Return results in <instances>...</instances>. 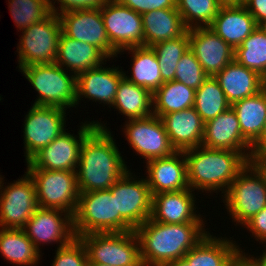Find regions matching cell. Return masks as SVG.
Returning <instances> with one entry per match:
<instances>
[{"label": "cell", "instance_id": "6da1fadb", "mask_svg": "<svg viewBox=\"0 0 266 266\" xmlns=\"http://www.w3.org/2000/svg\"><path fill=\"white\" fill-rule=\"evenodd\" d=\"M101 120H94L96 127L80 148L75 171L80 193L109 189L130 168L117 147L113 131Z\"/></svg>", "mask_w": 266, "mask_h": 266}, {"label": "cell", "instance_id": "7a4b0ae2", "mask_svg": "<svg viewBox=\"0 0 266 266\" xmlns=\"http://www.w3.org/2000/svg\"><path fill=\"white\" fill-rule=\"evenodd\" d=\"M206 224H166L149 218L134 230L140 243L142 265L162 266L184 257L209 232Z\"/></svg>", "mask_w": 266, "mask_h": 266}, {"label": "cell", "instance_id": "3957f363", "mask_svg": "<svg viewBox=\"0 0 266 266\" xmlns=\"http://www.w3.org/2000/svg\"><path fill=\"white\" fill-rule=\"evenodd\" d=\"M184 155L189 188L203 195L216 193L222 197L249 163L252 152L211 149L201 145L185 150Z\"/></svg>", "mask_w": 266, "mask_h": 266}, {"label": "cell", "instance_id": "277c9868", "mask_svg": "<svg viewBox=\"0 0 266 266\" xmlns=\"http://www.w3.org/2000/svg\"><path fill=\"white\" fill-rule=\"evenodd\" d=\"M75 236L88 233H117L133 229L116 215L115 197L110 189L79 194L78 206L73 215Z\"/></svg>", "mask_w": 266, "mask_h": 266}, {"label": "cell", "instance_id": "5b68a950", "mask_svg": "<svg viewBox=\"0 0 266 266\" xmlns=\"http://www.w3.org/2000/svg\"><path fill=\"white\" fill-rule=\"evenodd\" d=\"M19 71L37 92L33 105L59 107L65 110L76 108L77 81L74 73L66 71L55 62L30 65Z\"/></svg>", "mask_w": 266, "mask_h": 266}, {"label": "cell", "instance_id": "8992f818", "mask_svg": "<svg viewBox=\"0 0 266 266\" xmlns=\"http://www.w3.org/2000/svg\"><path fill=\"white\" fill-rule=\"evenodd\" d=\"M227 214L237 227L266 207V185L259 172L248 163L221 197Z\"/></svg>", "mask_w": 266, "mask_h": 266}, {"label": "cell", "instance_id": "52a82bcc", "mask_svg": "<svg viewBox=\"0 0 266 266\" xmlns=\"http://www.w3.org/2000/svg\"><path fill=\"white\" fill-rule=\"evenodd\" d=\"M87 251L88 262L113 266H143L136 232L88 233L78 236Z\"/></svg>", "mask_w": 266, "mask_h": 266}, {"label": "cell", "instance_id": "ba28073f", "mask_svg": "<svg viewBox=\"0 0 266 266\" xmlns=\"http://www.w3.org/2000/svg\"><path fill=\"white\" fill-rule=\"evenodd\" d=\"M16 68L56 62L58 40L62 26L58 15L51 12L46 18L19 31Z\"/></svg>", "mask_w": 266, "mask_h": 266}, {"label": "cell", "instance_id": "9c48e42d", "mask_svg": "<svg viewBox=\"0 0 266 266\" xmlns=\"http://www.w3.org/2000/svg\"><path fill=\"white\" fill-rule=\"evenodd\" d=\"M26 172L34 181L40 208L75 214L80 194L75 171L27 169Z\"/></svg>", "mask_w": 266, "mask_h": 266}, {"label": "cell", "instance_id": "30bf717a", "mask_svg": "<svg viewBox=\"0 0 266 266\" xmlns=\"http://www.w3.org/2000/svg\"><path fill=\"white\" fill-rule=\"evenodd\" d=\"M79 124L78 134L65 130L49 145L35 153L26 162V169L76 171L84 138L96 127L94 119Z\"/></svg>", "mask_w": 266, "mask_h": 266}, {"label": "cell", "instance_id": "8fae6325", "mask_svg": "<svg viewBox=\"0 0 266 266\" xmlns=\"http://www.w3.org/2000/svg\"><path fill=\"white\" fill-rule=\"evenodd\" d=\"M131 171L129 169L109 189L115 197L116 215L135 230L150 218L152 195L145 177Z\"/></svg>", "mask_w": 266, "mask_h": 266}, {"label": "cell", "instance_id": "7c38bea8", "mask_svg": "<svg viewBox=\"0 0 266 266\" xmlns=\"http://www.w3.org/2000/svg\"><path fill=\"white\" fill-rule=\"evenodd\" d=\"M4 178L0 179V227L22 229L39 207L34 181L27 172L11 183Z\"/></svg>", "mask_w": 266, "mask_h": 266}, {"label": "cell", "instance_id": "4fadbf2b", "mask_svg": "<svg viewBox=\"0 0 266 266\" xmlns=\"http://www.w3.org/2000/svg\"><path fill=\"white\" fill-rule=\"evenodd\" d=\"M66 111L59 107L31 105L22 124L25 162L68 130L66 116L69 112Z\"/></svg>", "mask_w": 266, "mask_h": 266}, {"label": "cell", "instance_id": "5bb4252c", "mask_svg": "<svg viewBox=\"0 0 266 266\" xmlns=\"http://www.w3.org/2000/svg\"><path fill=\"white\" fill-rule=\"evenodd\" d=\"M123 124L125 140L145 163L152 159L168 157L176 151L169 141L161 119L156 115L126 120Z\"/></svg>", "mask_w": 266, "mask_h": 266}, {"label": "cell", "instance_id": "9a60e30c", "mask_svg": "<svg viewBox=\"0 0 266 266\" xmlns=\"http://www.w3.org/2000/svg\"><path fill=\"white\" fill-rule=\"evenodd\" d=\"M22 230L41 253L45 244H57L58 249L76 237L73 216L59 209L38 207Z\"/></svg>", "mask_w": 266, "mask_h": 266}, {"label": "cell", "instance_id": "2e32d148", "mask_svg": "<svg viewBox=\"0 0 266 266\" xmlns=\"http://www.w3.org/2000/svg\"><path fill=\"white\" fill-rule=\"evenodd\" d=\"M101 15L110 45L117 51L144 46V31L141 14L116 0H108Z\"/></svg>", "mask_w": 266, "mask_h": 266}, {"label": "cell", "instance_id": "e0dca14e", "mask_svg": "<svg viewBox=\"0 0 266 266\" xmlns=\"http://www.w3.org/2000/svg\"><path fill=\"white\" fill-rule=\"evenodd\" d=\"M59 18L66 36L97 47L111 61L118 58V52L110 45L101 9L67 12Z\"/></svg>", "mask_w": 266, "mask_h": 266}, {"label": "cell", "instance_id": "ac0fdd59", "mask_svg": "<svg viewBox=\"0 0 266 266\" xmlns=\"http://www.w3.org/2000/svg\"><path fill=\"white\" fill-rule=\"evenodd\" d=\"M107 61L103 66L89 69L81 72L76 76V108L81 105V101L87 99L89 101L104 104L111 107L114 104L115 95L117 93L118 85L123 76V68L113 64L109 67ZM115 66V67H114ZM84 98V99H82Z\"/></svg>", "mask_w": 266, "mask_h": 266}, {"label": "cell", "instance_id": "d6986e66", "mask_svg": "<svg viewBox=\"0 0 266 266\" xmlns=\"http://www.w3.org/2000/svg\"><path fill=\"white\" fill-rule=\"evenodd\" d=\"M195 193L198 194L191 189H184L152 195L150 219L166 224L205 223L206 219L197 208Z\"/></svg>", "mask_w": 266, "mask_h": 266}, {"label": "cell", "instance_id": "ffe728a7", "mask_svg": "<svg viewBox=\"0 0 266 266\" xmlns=\"http://www.w3.org/2000/svg\"><path fill=\"white\" fill-rule=\"evenodd\" d=\"M189 48L207 76L214 77L234 60L235 50L209 26L188 29Z\"/></svg>", "mask_w": 266, "mask_h": 266}, {"label": "cell", "instance_id": "44dd1931", "mask_svg": "<svg viewBox=\"0 0 266 266\" xmlns=\"http://www.w3.org/2000/svg\"><path fill=\"white\" fill-rule=\"evenodd\" d=\"M211 233L209 231L202 240L185 254L184 258L190 265L235 266L243 257H254V255L244 252L245 249L241 248L236 243L238 241L233 237L228 238L226 234L224 237L221 235L215 236L213 232Z\"/></svg>", "mask_w": 266, "mask_h": 266}, {"label": "cell", "instance_id": "7402d4cb", "mask_svg": "<svg viewBox=\"0 0 266 266\" xmlns=\"http://www.w3.org/2000/svg\"><path fill=\"white\" fill-rule=\"evenodd\" d=\"M146 175L151 195L190 189L187 180L184 151H175L168 157L146 162Z\"/></svg>", "mask_w": 266, "mask_h": 266}, {"label": "cell", "instance_id": "603a6c76", "mask_svg": "<svg viewBox=\"0 0 266 266\" xmlns=\"http://www.w3.org/2000/svg\"><path fill=\"white\" fill-rule=\"evenodd\" d=\"M201 145L211 149L252 152V145L242 136L239 120L231 107L205 122Z\"/></svg>", "mask_w": 266, "mask_h": 266}, {"label": "cell", "instance_id": "cb8c5ba5", "mask_svg": "<svg viewBox=\"0 0 266 266\" xmlns=\"http://www.w3.org/2000/svg\"><path fill=\"white\" fill-rule=\"evenodd\" d=\"M160 119L176 151L201 146L205 122L194 107L162 115Z\"/></svg>", "mask_w": 266, "mask_h": 266}, {"label": "cell", "instance_id": "d4e9b609", "mask_svg": "<svg viewBox=\"0 0 266 266\" xmlns=\"http://www.w3.org/2000/svg\"><path fill=\"white\" fill-rule=\"evenodd\" d=\"M214 77L230 105L256 95L265 88V79L262 76L239 64L235 59Z\"/></svg>", "mask_w": 266, "mask_h": 266}, {"label": "cell", "instance_id": "484cf974", "mask_svg": "<svg viewBox=\"0 0 266 266\" xmlns=\"http://www.w3.org/2000/svg\"><path fill=\"white\" fill-rule=\"evenodd\" d=\"M97 47L66 36L61 32L58 40L56 64L76 76L110 61Z\"/></svg>", "mask_w": 266, "mask_h": 266}, {"label": "cell", "instance_id": "4316f807", "mask_svg": "<svg viewBox=\"0 0 266 266\" xmlns=\"http://www.w3.org/2000/svg\"><path fill=\"white\" fill-rule=\"evenodd\" d=\"M234 50L258 27L244 5L221 6L209 26Z\"/></svg>", "mask_w": 266, "mask_h": 266}, {"label": "cell", "instance_id": "83f0119b", "mask_svg": "<svg viewBox=\"0 0 266 266\" xmlns=\"http://www.w3.org/2000/svg\"><path fill=\"white\" fill-rule=\"evenodd\" d=\"M141 16L144 46L147 47L162 41L177 39L188 31L177 8L152 10Z\"/></svg>", "mask_w": 266, "mask_h": 266}, {"label": "cell", "instance_id": "f1b7e54d", "mask_svg": "<svg viewBox=\"0 0 266 266\" xmlns=\"http://www.w3.org/2000/svg\"><path fill=\"white\" fill-rule=\"evenodd\" d=\"M123 52L131 54L130 74L123 69V76L153 94L164 83L155 51L147 46L130 47L119 51V57Z\"/></svg>", "mask_w": 266, "mask_h": 266}, {"label": "cell", "instance_id": "f546056e", "mask_svg": "<svg viewBox=\"0 0 266 266\" xmlns=\"http://www.w3.org/2000/svg\"><path fill=\"white\" fill-rule=\"evenodd\" d=\"M111 108L127 120L149 117L153 115V94L123 77Z\"/></svg>", "mask_w": 266, "mask_h": 266}, {"label": "cell", "instance_id": "4dcf8cb0", "mask_svg": "<svg viewBox=\"0 0 266 266\" xmlns=\"http://www.w3.org/2000/svg\"><path fill=\"white\" fill-rule=\"evenodd\" d=\"M0 254L5 261L17 266H39L43 256L22 229L1 227Z\"/></svg>", "mask_w": 266, "mask_h": 266}, {"label": "cell", "instance_id": "1f68e13d", "mask_svg": "<svg viewBox=\"0 0 266 266\" xmlns=\"http://www.w3.org/2000/svg\"><path fill=\"white\" fill-rule=\"evenodd\" d=\"M231 108L239 120L242 136L252 145L261 136L266 123V88L235 102Z\"/></svg>", "mask_w": 266, "mask_h": 266}, {"label": "cell", "instance_id": "d6a6232c", "mask_svg": "<svg viewBox=\"0 0 266 266\" xmlns=\"http://www.w3.org/2000/svg\"><path fill=\"white\" fill-rule=\"evenodd\" d=\"M195 89L176 80L163 83L153 93V115L161 117L194 107Z\"/></svg>", "mask_w": 266, "mask_h": 266}, {"label": "cell", "instance_id": "836d02e7", "mask_svg": "<svg viewBox=\"0 0 266 266\" xmlns=\"http://www.w3.org/2000/svg\"><path fill=\"white\" fill-rule=\"evenodd\" d=\"M230 107L215 77L208 76L195 91L194 108L204 122L216 118Z\"/></svg>", "mask_w": 266, "mask_h": 266}, {"label": "cell", "instance_id": "e575fe53", "mask_svg": "<svg viewBox=\"0 0 266 266\" xmlns=\"http://www.w3.org/2000/svg\"><path fill=\"white\" fill-rule=\"evenodd\" d=\"M234 59L266 79V34L257 27L235 49Z\"/></svg>", "mask_w": 266, "mask_h": 266}, {"label": "cell", "instance_id": "d590c367", "mask_svg": "<svg viewBox=\"0 0 266 266\" xmlns=\"http://www.w3.org/2000/svg\"><path fill=\"white\" fill-rule=\"evenodd\" d=\"M151 47L155 51L160 65L162 81L164 83L173 81L178 62L189 49L188 31L177 39L162 41Z\"/></svg>", "mask_w": 266, "mask_h": 266}, {"label": "cell", "instance_id": "8d00e7d4", "mask_svg": "<svg viewBox=\"0 0 266 266\" xmlns=\"http://www.w3.org/2000/svg\"><path fill=\"white\" fill-rule=\"evenodd\" d=\"M220 7L217 0H176V8L188 29L210 26Z\"/></svg>", "mask_w": 266, "mask_h": 266}, {"label": "cell", "instance_id": "74e56055", "mask_svg": "<svg viewBox=\"0 0 266 266\" xmlns=\"http://www.w3.org/2000/svg\"><path fill=\"white\" fill-rule=\"evenodd\" d=\"M7 1L8 9L18 32L41 21L51 13L50 0Z\"/></svg>", "mask_w": 266, "mask_h": 266}, {"label": "cell", "instance_id": "f35d334b", "mask_svg": "<svg viewBox=\"0 0 266 266\" xmlns=\"http://www.w3.org/2000/svg\"><path fill=\"white\" fill-rule=\"evenodd\" d=\"M207 77L194 52L189 48L178 62L174 80L196 90Z\"/></svg>", "mask_w": 266, "mask_h": 266}, {"label": "cell", "instance_id": "ab89813d", "mask_svg": "<svg viewBox=\"0 0 266 266\" xmlns=\"http://www.w3.org/2000/svg\"><path fill=\"white\" fill-rule=\"evenodd\" d=\"M51 266H87V251L82 241L75 237L69 244L55 249Z\"/></svg>", "mask_w": 266, "mask_h": 266}, {"label": "cell", "instance_id": "60d3db41", "mask_svg": "<svg viewBox=\"0 0 266 266\" xmlns=\"http://www.w3.org/2000/svg\"><path fill=\"white\" fill-rule=\"evenodd\" d=\"M107 1L108 0H50V9L51 12L59 16L60 14L77 10L102 9Z\"/></svg>", "mask_w": 266, "mask_h": 266}, {"label": "cell", "instance_id": "b9f144b4", "mask_svg": "<svg viewBox=\"0 0 266 266\" xmlns=\"http://www.w3.org/2000/svg\"><path fill=\"white\" fill-rule=\"evenodd\" d=\"M242 229L250 234L251 237L255 238V241L260 244H265L262 246V255L258 257H266V207H264L259 213L255 214L248 222H246Z\"/></svg>", "mask_w": 266, "mask_h": 266}, {"label": "cell", "instance_id": "7bdbcfd3", "mask_svg": "<svg viewBox=\"0 0 266 266\" xmlns=\"http://www.w3.org/2000/svg\"><path fill=\"white\" fill-rule=\"evenodd\" d=\"M139 14L158 9L176 8V0H116Z\"/></svg>", "mask_w": 266, "mask_h": 266}, {"label": "cell", "instance_id": "ee69618b", "mask_svg": "<svg viewBox=\"0 0 266 266\" xmlns=\"http://www.w3.org/2000/svg\"><path fill=\"white\" fill-rule=\"evenodd\" d=\"M243 5L254 17L257 25L266 19V0H245Z\"/></svg>", "mask_w": 266, "mask_h": 266}, {"label": "cell", "instance_id": "f6af8a7d", "mask_svg": "<svg viewBox=\"0 0 266 266\" xmlns=\"http://www.w3.org/2000/svg\"><path fill=\"white\" fill-rule=\"evenodd\" d=\"M249 163L259 172L266 185V160L259 154H254L250 156Z\"/></svg>", "mask_w": 266, "mask_h": 266}, {"label": "cell", "instance_id": "bcb514c9", "mask_svg": "<svg viewBox=\"0 0 266 266\" xmlns=\"http://www.w3.org/2000/svg\"><path fill=\"white\" fill-rule=\"evenodd\" d=\"M266 146V123L261 136L252 144V155L258 154Z\"/></svg>", "mask_w": 266, "mask_h": 266}, {"label": "cell", "instance_id": "7dc6e473", "mask_svg": "<svg viewBox=\"0 0 266 266\" xmlns=\"http://www.w3.org/2000/svg\"><path fill=\"white\" fill-rule=\"evenodd\" d=\"M162 266H192V265H190L189 262L184 257H182L178 260L163 264Z\"/></svg>", "mask_w": 266, "mask_h": 266}, {"label": "cell", "instance_id": "c3c4849f", "mask_svg": "<svg viewBox=\"0 0 266 266\" xmlns=\"http://www.w3.org/2000/svg\"><path fill=\"white\" fill-rule=\"evenodd\" d=\"M255 256L251 257V266H266V257Z\"/></svg>", "mask_w": 266, "mask_h": 266}, {"label": "cell", "instance_id": "681fc988", "mask_svg": "<svg viewBox=\"0 0 266 266\" xmlns=\"http://www.w3.org/2000/svg\"><path fill=\"white\" fill-rule=\"evenodd\" d=\"M221 6L243 5L245 0H217Z\"/></svg>", "mask_w": 266, "mask_h": 266}, {"label": "cell", "instance_id": "f907efd6", "mask_svg": "<svg viewBox=\"0 0 266 266\" xmlns=\"http://www.w3.org/2000/svg\"><path fill=\"white\" fill-rule=\"evenodd\" d=\"M235 266H251V257H243Z\"/></svg>", "mask_w": 266, "mask_h": 266}, {"label": "cell", "instance_id": "816d5d0a", "mask_svg": "<svg viewBox=\"0 0 266 266\" xmlns=\"http://www.w3.org/2000/svg\"><path fill=\"white\" fill-rule=\"evenodd\" d=\"M258 28L266 34V19H264L258 24Z\"/></svg>", "mask_w": 266, "mask_h": 266}, {"label": "cell", "instance_id": "f5cc1de1", "mask_svg": "<svg viewBox=\"0 0 266 266\" xmlns=\"http://www.w3.org/2000/svg\"><path fill=\"white\" fill-rule=\"evenodd\" d=\"M87 266H113V265H107V264H101V263H92L88 262Z\"/></svg>", "mask_w": 266, "mask_h": 266}, {"label": "cell", "instance_id": "db71d44e", "mask_svg": "<svg viewBox=\"0 0 266 266\" xmlns=\"http://www.w3.org/2000/svg\"><path fill=\"white\" fill-rule=\"evenodd\" d=\"M258 154L266 160V146Z\"/></svg>", "mask_w": 266, "mask_h": 266}]
</instances>
